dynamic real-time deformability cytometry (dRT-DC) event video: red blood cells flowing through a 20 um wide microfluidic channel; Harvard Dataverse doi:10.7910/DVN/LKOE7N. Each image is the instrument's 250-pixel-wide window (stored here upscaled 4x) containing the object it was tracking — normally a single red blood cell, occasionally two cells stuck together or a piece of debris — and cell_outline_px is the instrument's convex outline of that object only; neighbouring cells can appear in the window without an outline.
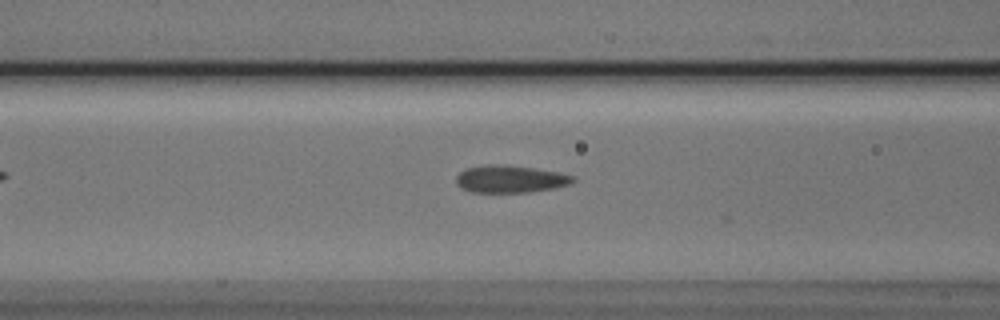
{"species": "Egyptian fruit bat (a non-hibernating species)", "species_latin": "Rousettus aegyptiacus", "temperature_condition": "cold", "stored_images_in_passage": 33, "camera_frame_rate_fps": 3000, "um_per_image_px": 0.085, "animal": {"sex": "male"}, "frame": {"image": 1, "passage_image": 6, "time_ms": 1.667, "image_size_px": [1000, 320], "cell_outline_px": [[576, 180], [568, 184], [552, 188], [528, 192], [472, 192], [460, 188], [456, 184], [456, 176], [460, 172], [468, 168], [484, 164], [504, 164], [560, 172], [576, 176]], "centroid_in_image_um": [43.35, 15.21], "position_along_channel_um": 123.2, "area_um2": 18.67}}
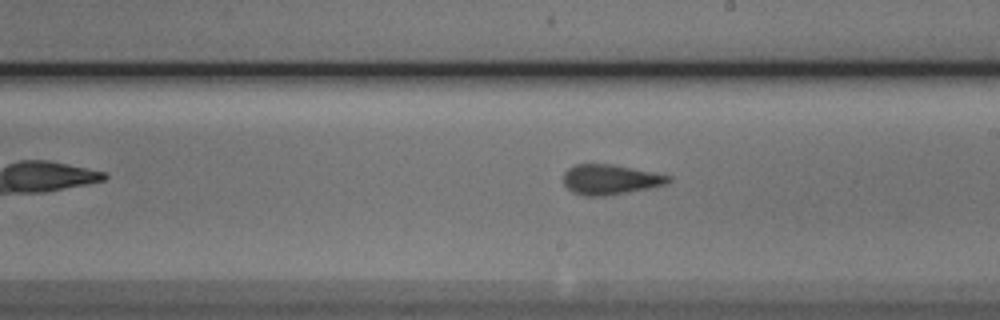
{"frame": {"image": 2, "passage_image": 15, "time_ms": 4.667, "image_size_px": [1000, 320], "cell_outline_px": [[672, 180], [664, 184], [648, 188], [628, 192], [604, 196], [584, 196], [572, 192], [564, 184], [564, 172], [568, 168], [576, 164], [612, 164], [672, 176]], "centroid_in_image_um": [51.84, 15.26], "position_along_channel_um": 237.2, "area_um2": 18.26}}
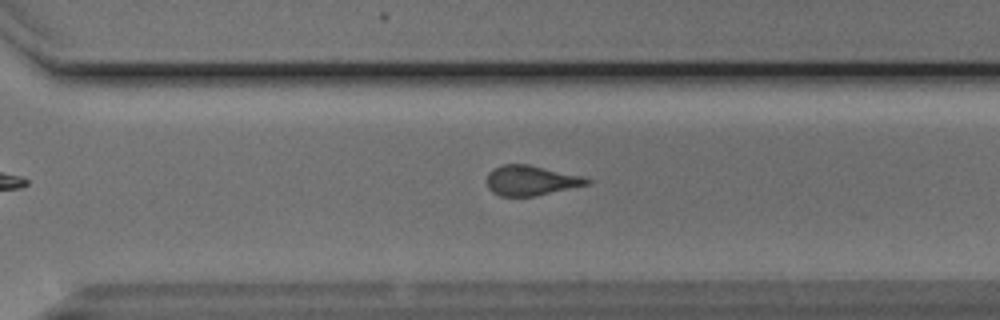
{"frame": {"image": 3, "passage_image": 22, "time_ms": 7.0, "image_size_px": [1000, 320], "cell_outline_px": [[592, 184], [536, 196], [500, 196], [492, 192], [488, 188], [488, 172], [504, 164], [528, 164], [584, 176], [592, 180]], "centroid_in_image_um": [45.2, 15.35], "position_along_channel_um": 325.4, "area_um2": 17.63}, "authors_computed_cell_mechanics": {"area_um2": 18.0336, "velocity_mm_per_s": 3.8024, "shape_relaxation_time_tau1_ms": 3.92, "shape_relaxation_time_tau2_ms": 1.4524, "deformation_change_tau1": 0.1398, "deformation_change_tau2": 0.0923}}